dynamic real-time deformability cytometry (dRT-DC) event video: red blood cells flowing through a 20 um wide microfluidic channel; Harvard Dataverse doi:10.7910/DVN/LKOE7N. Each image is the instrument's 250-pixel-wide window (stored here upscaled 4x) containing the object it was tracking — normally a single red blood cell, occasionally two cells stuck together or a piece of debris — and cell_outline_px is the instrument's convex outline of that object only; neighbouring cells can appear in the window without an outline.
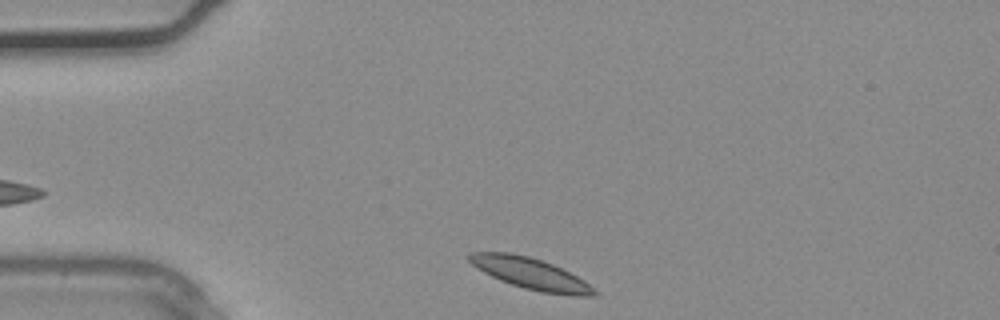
{"species": "common noctule bat (a hibernating species)", "species_latin": "Nyctalus noctula", "temperature_condition": "warm", "stored_images_in_passage": 2, "segment_of_instrument_passage": [2, 2], "camera_frame_rate_fps": 3000, "um_per_image_px": 0.085, "animal": {"sex": "male", "body_mass_g": 20.4}, "frame": {"image": 1, "passage_image": 2, "time_ms": 0.333, "image_size_px": [1000, 320], "cell_outline_px": [[600, 292], [596, 296], [572, 296], [540, 292], [524, 288], [500, 280], [476, 268], [468, 260], [468, 256], [472, 252], [508, 252], [528, 256], [552, 264], [584, 280]], "centroid_in_image_um": [45.14, 23.27], "position_along_channel_um": 39.9, "area_um2": 22.72}}